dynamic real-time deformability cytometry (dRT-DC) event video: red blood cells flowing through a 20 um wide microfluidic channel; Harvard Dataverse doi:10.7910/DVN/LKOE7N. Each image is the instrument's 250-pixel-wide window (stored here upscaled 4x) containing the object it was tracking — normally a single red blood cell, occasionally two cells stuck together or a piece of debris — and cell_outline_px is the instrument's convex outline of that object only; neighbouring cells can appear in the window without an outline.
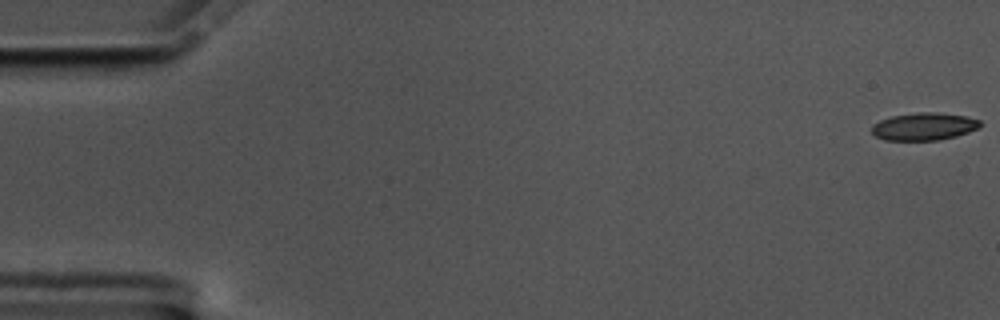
{"species": "common noctule bat (a hibernating species)", "species_latin": "Nyctalus noctula", "temperature_condition": "cold", "stored_images_in_passage": 58, "camera_frame_rate_fps": 3000, "um_per_image_px": 0.085, "animal": {"sex": "male", "body_mass_g": 17.5, "forearm_length_mm": 52.3}, "frame": {"image": 1, "passage_image": 1, "time_ms": 0.0, "image_size_px": [1000, 320], "cell_outline_px": [[980, 124], [976, 128], [968, 132], [956, 136], [936, 140], [884, 140], [876, 136], [872, 132], [872, 124], [880, 120], [892, 116], [920, 112], [936, 112], [964, 116], [980, 120]], "centroid_in_image_um": [78.5, 10.75], "position_along_channel_um": 6.5, "area_um2": 17.17}}
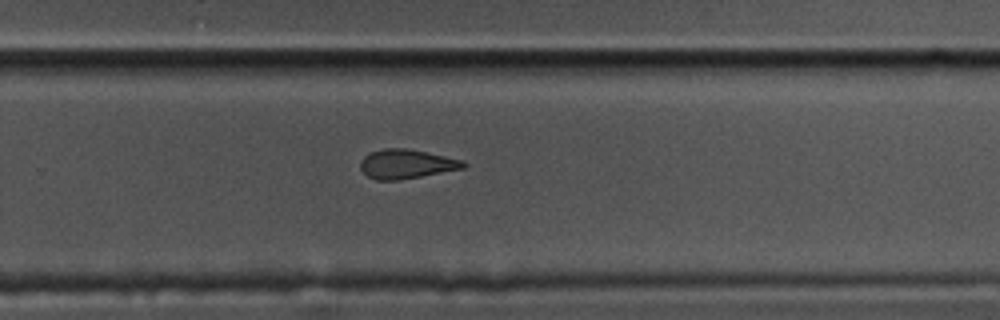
{"frame": {"image": 2, "passage_image": 38, "time_ms": 12.333, "image_size_px": [1000, 320], "cell_outline_px": [[468, 164], [464, 168], [400, 180], [376, 180], [368, 176], [360, 168], [360, 160], [364, 156], [372, 152], [384, 148], [408, 148], [464, 160]], "centroid_in_image_um": [34.55, 13.93], "position_along_channel_um": 295.2, "area_um2": 17.57}}
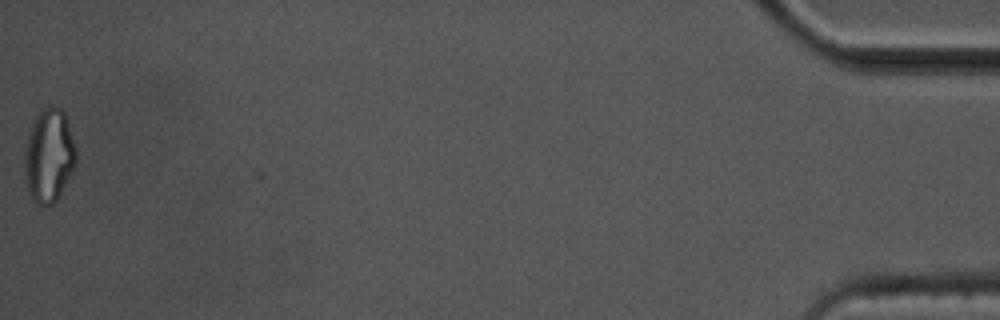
{"frame": {"image": 3, "passage_image": 58, "time_ms": 19.0, "image_size_px": [1000, 320], "cell_outline_px": [[76, 164], [72, 172], [56, 200], [52, 204], [36, 204], [32, 200], [28, 192], [24, 180], [24, 148], [28, 132], [32, 120], [40, 108], [48, 104], [52, 104], [64, 108], [76, 148]], "centroid_in_image_um": [4.13, 13.14], "position_along_channel_um": 431.1, "area_um2": 28.96}, "authors_computed_cell_mechanics": {"area_um2": 18.207, "velocity_mm_per_s": 3.5103, "shape_relaxation_time_tau1_ms": 5.7328, "shape_relaxation_time_tau2_ms": 2.9284, "deformation_change_tau1": 0.1495, "deformation_change_tau2": 0.1042}}